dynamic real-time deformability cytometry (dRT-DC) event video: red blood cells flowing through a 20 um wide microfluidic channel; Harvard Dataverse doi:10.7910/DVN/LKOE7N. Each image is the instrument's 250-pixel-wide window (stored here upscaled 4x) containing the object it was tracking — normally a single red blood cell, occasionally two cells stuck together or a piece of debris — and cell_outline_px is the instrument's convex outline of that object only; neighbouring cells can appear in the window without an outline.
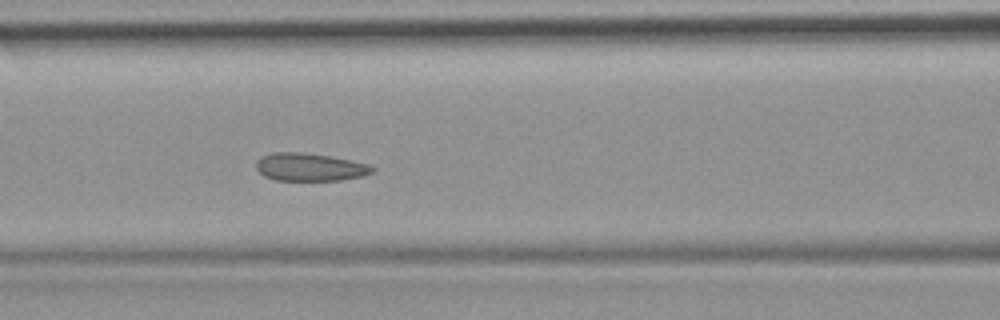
{"species": "common noctule bat (a hibernating species)", "species_latin": "Nyctalus noctula", "temperature_condition": "room temperature", "stored_images_in_passage": 50, "camera_frame_rate_fps": 3000, "um_per_image_px": 0.085, "animal": {"sex": "female", "body_mass_g": 19.9}, "frame": {"image": 1, "passage_image": 22, "time_ms": 7.0, "image_size_px": [1000, 320], "cell_outline_px": [[376, 168], [372, 172], [364, 176], [340, 180], [276, 180], [264, 176], [256, 168], [256, 160], [260, 156], [272, 152], [300, 152], [332, 156], [352, 160], [368, 164]], "centroid_in_image_um": [26.33, 14.19], "position_along_channel_um": 140.3, "area_um2": 19.02}}